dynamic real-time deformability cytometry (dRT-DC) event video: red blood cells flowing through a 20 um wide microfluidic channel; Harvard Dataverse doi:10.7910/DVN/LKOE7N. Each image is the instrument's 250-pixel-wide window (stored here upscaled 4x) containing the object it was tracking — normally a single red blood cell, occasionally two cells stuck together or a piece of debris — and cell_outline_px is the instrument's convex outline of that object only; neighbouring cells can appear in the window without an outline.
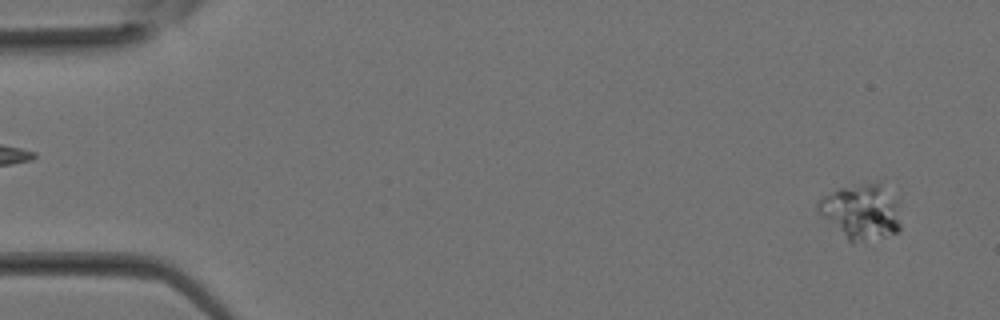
{"species": "Egyptian fruit bat (a non-hibernating species)", "species_latin": "Rousettus aegyptiacus", "temperature_condition": "room temperature", "stored_images_in_passage": 34, "camera_frame_rate_fps": 3000, "um_per_image_px": 0.085, "animal": {"sex": "female"}, "frame": {"image": 1, "passage_image": 3, "time_ms": 0.667, "image_size_px": [1000, 320], "cell_outline_px": [[900, 228], [896, 232], [884, 236], [852, 244], [816, 208], [816, 204], [824, 196], [840, 188], [876, 180], [896, 200], [900, 224]], "centroid_in_image_um": [73.22, 17.98], "position_along_channel_um": 11.8, "area_um2": 26.01}}
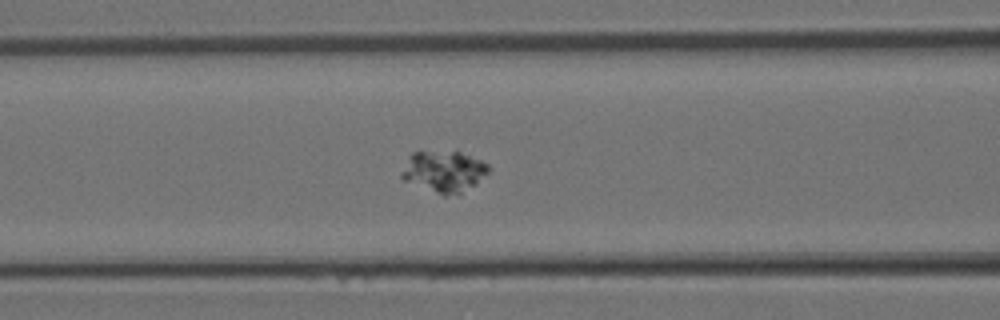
{"frame": {"image": 2, "passage_image": 15, "time_ms": 4.667, "image_size_px": [1000, 320], "cell_outline_px": [[488, 172], [476, 184], [460, 192], [444, 196], [404, 180], [400, 176], [408, 156], [412, 152], [460, 152], [480, 160], [488, 164]], "centroid_in_image_um": [37.71, 14.57], "position_along_channel_um": 128.9, "area_um2": 20.4}}
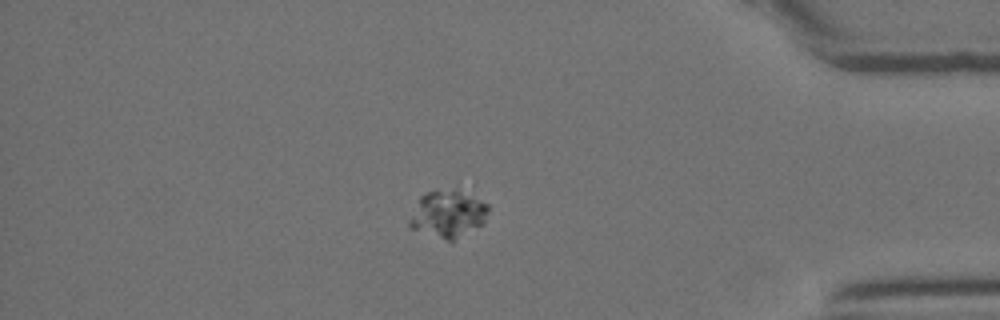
{"frame": {"image": 3, "passage_image": 30, "time_ms": 9.667, "image_size_px": [1000, 320], "cell_outline_px": [[488, 212], [484, 224], [452, 244], [408, 228], [408, 220], [420, 196], [428, 192], [460, 192], [488, 204]], "centroid_in_image_um": [38.05, 18.32], "position_along_channel_um": 397.2, "area_um2": 21.73}}